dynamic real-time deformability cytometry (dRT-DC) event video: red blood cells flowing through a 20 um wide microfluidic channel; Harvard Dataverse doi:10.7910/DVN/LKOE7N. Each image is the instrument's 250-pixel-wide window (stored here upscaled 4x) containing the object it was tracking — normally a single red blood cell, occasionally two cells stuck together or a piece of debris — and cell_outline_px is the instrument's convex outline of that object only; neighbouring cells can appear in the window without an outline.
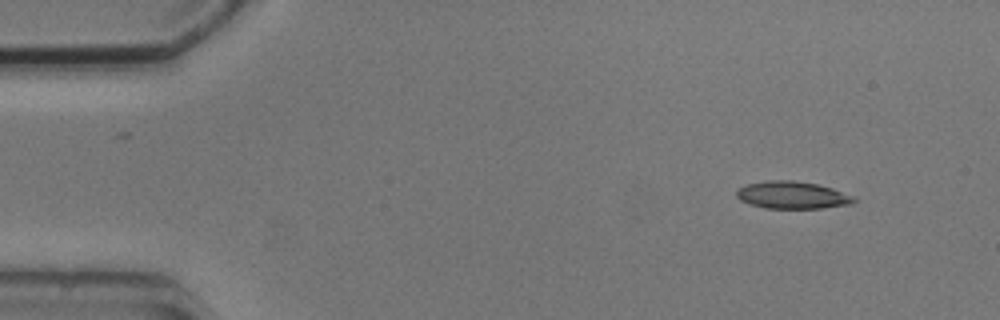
{"species": "common noctule bat (a hibernating species)", "species_latin": "Nyctalus noctula", "temperature_condition": "cold", "stored_images_in_passage": 4, "camera_frame_rate_fps": 3000, "um_per_image_px": 0.085, "animal": {"sex": "male", "body_mass_g": 20.5, "forearm_length_mm": 52.5}, "frame": {"image": 1, "passage_image": 1, "time_ms": 0.0, "image_size_px": [1000, 320], "cell_outline_px": [[860, 200], [852, 204], [820, 208], [764, 208], [748, 204], [740, 200], [736, 196], [736, 192], [740, 188], [748, 184], [764, 180], [792, 180], [816, 184], [832, 188], [856, 196]], "centroid_in_image_um": [67.38, 16.58], "position_along_channel_um": 17.6, "area_um2": 18.9}}
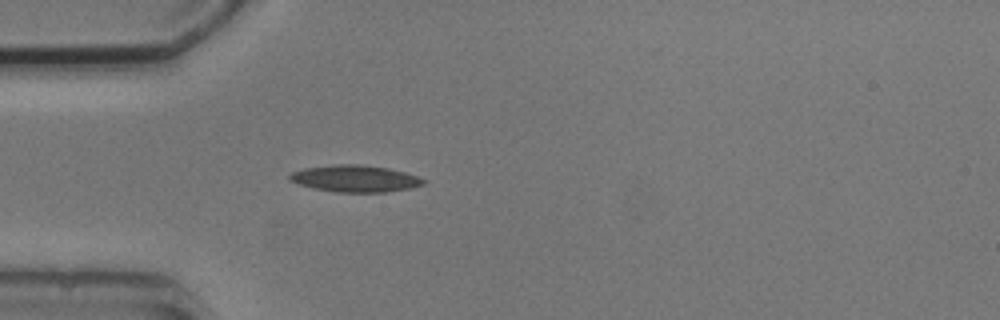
{"frame": {"image": 2, "passage_image": 4, "time_ms": 3.333, "image_size_px": [1000, 320], "cell_outline_px": [[428, 180], [424, 184], [408, 188], [384, 192], [336, 192], [312, 188], [288, 180], [288, 176], [292, 172], [304, 168], [336, 164], [360, 164], [388, 168], [404, 172]], "centroid_in_image_um": [30.16, 15.17], "position_along_channel_um": 54.8, "area_um2": 20.81}}